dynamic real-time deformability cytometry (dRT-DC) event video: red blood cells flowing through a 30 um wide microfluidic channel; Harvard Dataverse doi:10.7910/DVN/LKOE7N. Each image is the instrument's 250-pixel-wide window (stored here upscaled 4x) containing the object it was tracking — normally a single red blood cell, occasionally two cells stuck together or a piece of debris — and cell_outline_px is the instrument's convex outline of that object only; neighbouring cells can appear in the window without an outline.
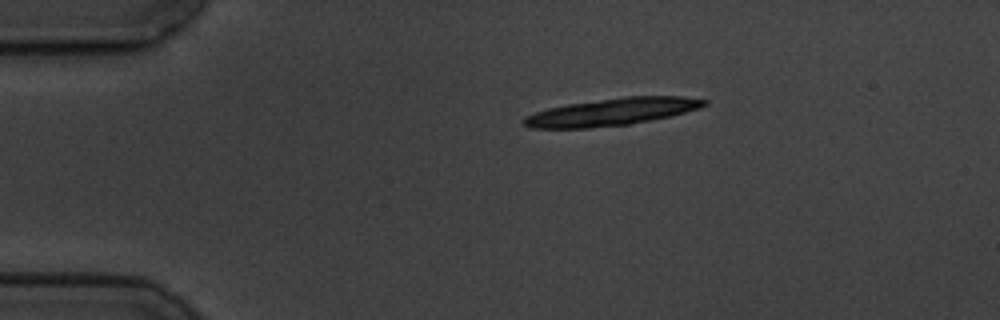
{"species": "common noctule bat (a hibernating species)", "species_latin": "Nyctalus noctula", "temperature_condition": "cold", "stored_images_in_passage": 6, "camera_frame_rate_fps": 3000, "um_per_image_px": 0.085, "animal": {"sex": "male", "body_mass_g": 19.5, "forearm_length_mm": 54.6}, "frame": {"image": 1, "passage_image": 6, "time_ms": 6.0, "image_size_px": [1000, 320], "cell_outline_px": [[708, 104], [700, 108], [672, 116], [652, 120], [628, 124], [588, 128], [532, 128], [524, 124], [520, 120], [524, 116], [548, 108], [568, 104], [624, 96], [684, 96], [708, 100]], "centroid_in_image_um": [52.04, 9.5], "position_along_channel_um": 33.0, "area_um2": 28.78}}